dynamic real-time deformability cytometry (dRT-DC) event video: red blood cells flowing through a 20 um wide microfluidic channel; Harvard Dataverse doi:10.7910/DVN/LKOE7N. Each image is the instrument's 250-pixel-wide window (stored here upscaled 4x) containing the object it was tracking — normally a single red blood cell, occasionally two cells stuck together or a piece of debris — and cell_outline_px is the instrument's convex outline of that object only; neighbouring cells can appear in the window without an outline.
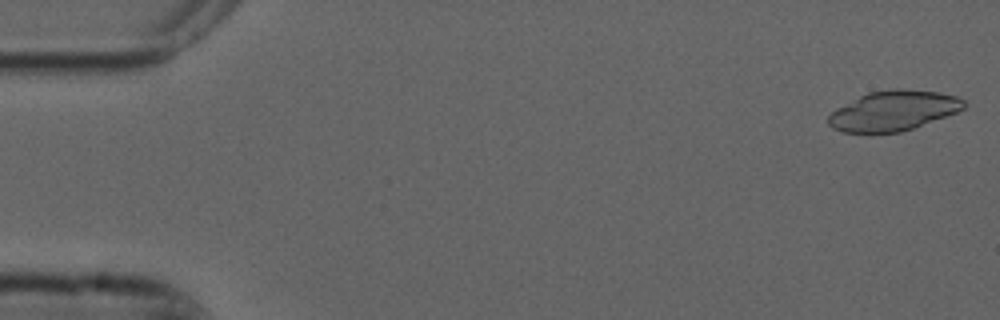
{"species": "common noctule bat (a hibernating species)", "species_latin": "Nyctalus noctula", "temperature_condition": "cold", "stored_images_in_passage": 5, "camera_frame_rate_fps": 3000, "um_per_image_px": 0.085, "animal": {"sex": "male", "forearm_length_mm": 52.5}, "frame": {"image": 1, "passage_image": 1, "time_ms": 0.0, "image_size_px": [1000, 320], "cell_outline_px": [[964, 108], [956, 112], [912, 128], [900, 132], [844, 132], [832, 128], [828, 124], [828, 116], [836, 108], [868, 92], [892, 88], [900, 88], [940, 92], [956, 96], [964, 100]], "centroid_in_image_um": [75.92, 9.39], "position_along_channel_um": 9.1, "area_um2": 31.27}}